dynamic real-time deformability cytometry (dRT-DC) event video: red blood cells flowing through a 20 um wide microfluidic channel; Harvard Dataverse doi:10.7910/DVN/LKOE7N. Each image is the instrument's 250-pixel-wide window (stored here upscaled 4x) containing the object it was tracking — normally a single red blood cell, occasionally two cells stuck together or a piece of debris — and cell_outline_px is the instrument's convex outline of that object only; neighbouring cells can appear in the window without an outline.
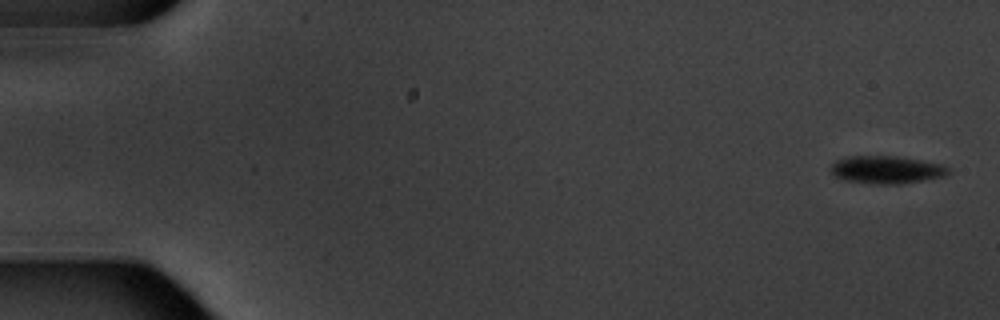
{"species": "common noctule bat (a hibernating species)", "species_latin": "Nyctalus noctula", "temperature_condition": "warm", "stored_images_in_passage": 5, "camera_frame_rate_fps": 3000, "um_per_image_px": 0.085, "animal": {"sex": "male", "body_mass_g": 20.1, "forearm_length_mm": 53.5}, "frame": {"image": 1, "passage_image": 1, "time_ms": 0.0, "image_size_px": [1000, 320], "cell_outline_px": [[952, 172], [944, 176], [900, 184], [876, 184], [844, 180], [836, 176], [828, 168], [836, 160], [848, 156], [896, 156], [944, 164]], "centroid_in_image_um": [75.35, 14.42], "position_along_channel_um": 9.6, "area_um2": 19.02}}